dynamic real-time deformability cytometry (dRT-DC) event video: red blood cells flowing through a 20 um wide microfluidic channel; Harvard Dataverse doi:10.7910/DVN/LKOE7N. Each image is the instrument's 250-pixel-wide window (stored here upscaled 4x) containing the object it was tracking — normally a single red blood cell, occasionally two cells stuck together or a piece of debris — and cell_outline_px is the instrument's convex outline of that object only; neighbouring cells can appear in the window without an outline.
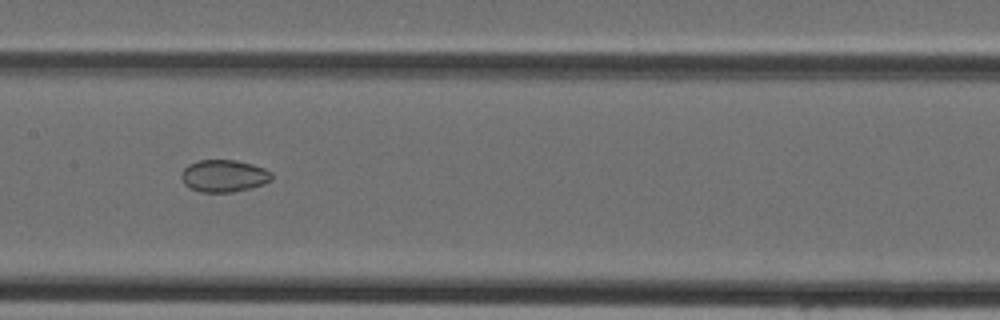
{"species": "Egyptian fruit bat (a non-hibernating species)", "species_latin": "Rousettus aegyptiacus", "temperature_condition": "cold", "stored_images_in_passage": 46, "segment_of_instrument_passage": [2, 2], "camera_frame_rate_fps": 3000, "um_per_image_px": 0.085, "animal": {"sex": "female"}, "frame": {"image": 1, "passage_image": 23, "time_ms": 7.333, "image_size_px": [1000, 320], "cell_outline_px": [[272, 180], [264, 184], [252, 188], [232, 192], [200, 192], [188, 188], [184, 184], [180, 176], [180, 172], [188, 164], [200, 160], [236, 160], [252, 164], [264, 168], [272, 172]], "centroid_in_image_um": [19.02, 14.95], "position_along_channel_um": 188.4, "area_um2": 17.22}}
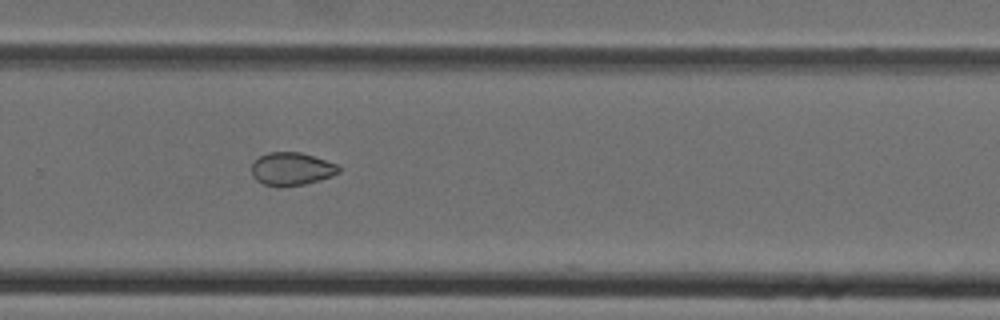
{"frame": {"image": 2, "passage_image": 31, "time_ms": 10.0, "image_size_px": [1000, 320], "cell_outline_px": [[340, 172], [332, 176], [320, 180], [304, 184], [280, 188], [264, 184], [256, 180], [252, 176], [252, 164], [260, 156], [268, 152], [300, 152], [340, 164]], "centroid_in_image_um": [24.81, 14.37], "position_along_channel_um": 305.0, "area_um2": 16.99}}
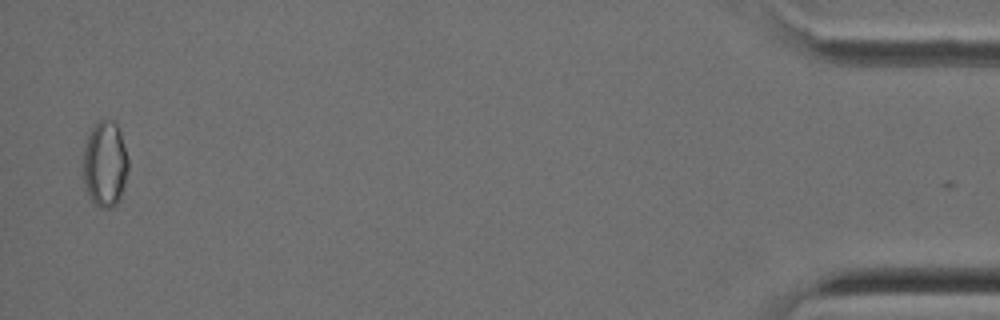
{"frame": {"image": 3, "passage_image": 45, "time_ms": 14.667, "image_size_px": [1000, 320], "cell_outline_px": [[128, 168], [120, 200], [116, 204], [108, 208], [100, 208], [92, 204], [84, 188], [80, 176], [84, 148], [88, 136], [92, 128], [100, 120], [112, 120], [116, 124], [120, 132], [128, 160]], "centroid_in_image_um": [8.87, 14.01], "position_along_channel_um": 426.3, "area_um2": 23.06}}